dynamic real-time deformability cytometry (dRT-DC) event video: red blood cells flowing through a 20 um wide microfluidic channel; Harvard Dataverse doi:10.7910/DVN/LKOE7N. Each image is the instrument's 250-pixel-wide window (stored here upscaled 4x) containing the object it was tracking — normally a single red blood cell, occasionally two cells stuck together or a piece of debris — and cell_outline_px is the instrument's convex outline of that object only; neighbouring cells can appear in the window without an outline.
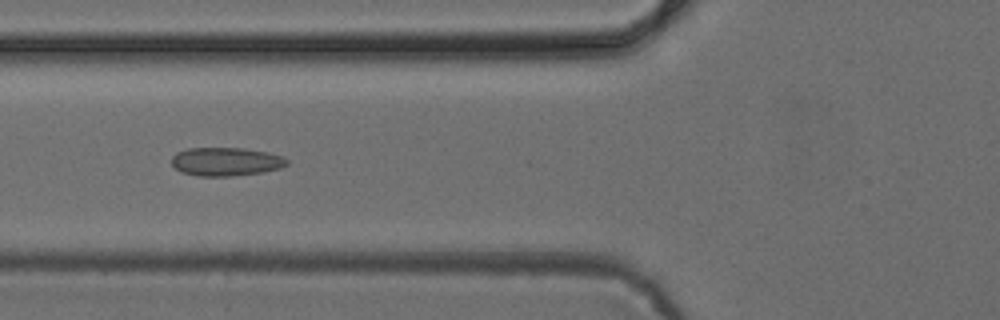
{"species": "common noctule bat (a hibernating species)", "species_latin": "Nyctalus noctula", "temperature_condition": "cold", "stored_images_in_passage": 6, "camera_frame_rate_fps": 3000, "um_per_image_px": 0.085, "animal": {"sex": "female", "body_mass_g": 24.6, "forearm_length_mm": 56.2}, "frame": {"image": 1, "passage_image": 5, "time_ms": 5.333, "image_size_px": [1000, 320], "cell_outline_px": [[288, 164], [280, 168], [264, 172], [232, 176], [196, 176], [180, 172], [172, 164], [172, 156], [176, 152], [188, 148], [244, 148], [268, 152], [284, 156], [288, 160]], "centroid_in_image_um": [19.21, 13.74], "position_along_channel_um": 106.6, "area_um2": 19.36}}
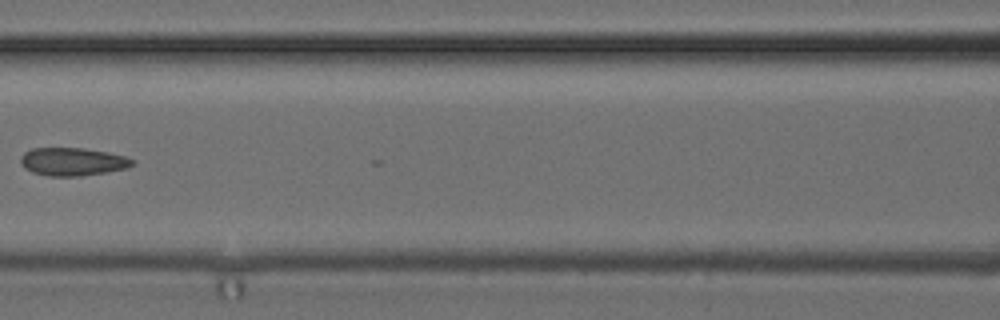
{"frame": {"image": 2, "passage_image": 6, "time_ms": 6.667, "image_size_px": [1000, 320], "cell_outline_px": [[136, 164], [128, 168], [80, 176], [48, 176], [32, 172], [24, 168], [20, 164], [20, 156], [24, 152], [32, 148], [84, 148], [108, 152], [124, 156], [136, 160]], "centroid_in_image_um": [6.17, 13.74], "position_along_channel_um": 160.4, "area_um2": 18.44}}